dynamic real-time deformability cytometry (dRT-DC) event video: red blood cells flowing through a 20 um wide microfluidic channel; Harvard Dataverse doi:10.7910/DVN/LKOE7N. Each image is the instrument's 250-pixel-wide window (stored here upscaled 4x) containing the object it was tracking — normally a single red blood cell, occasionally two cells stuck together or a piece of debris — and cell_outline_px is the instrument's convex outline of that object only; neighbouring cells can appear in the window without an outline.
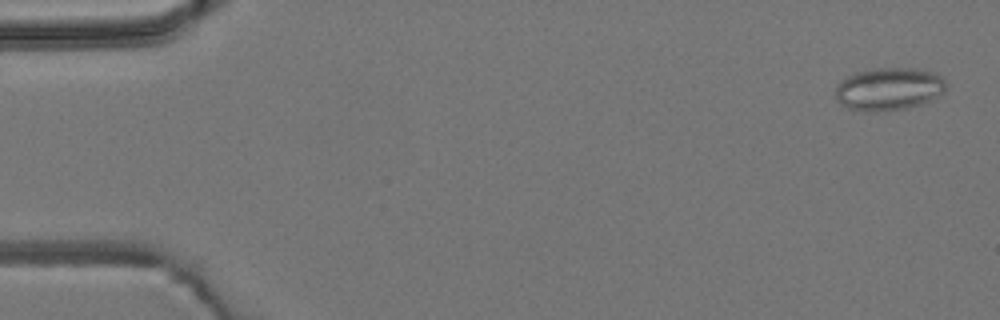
{"species": "common noctule bat (a hibernating species)", "species_latin": "Nyctalus noctula", "temperature_condition": "room temperature", "stored_images_in_passage": 5, "camera_frame_rate_fps": 3000, "um_per_image_px": 0.085, "animal": {"sex": "male", "body_mass_g": 19.2, "forearm_length_mm": 51.8}, "frame": {"image": 1, "passage_image": 1, "time_ms": 0.0, "image_size_px": [1000, 320], "cell_outline_px": [[944, 92], [932, 100], [908, 108], [876, 112], [848, 108], [840, 104], [836, 96], [836, 88], [840, 80], [856, 72], [876, 68], [912, 68], [932, 72], [940, 76], [944, 80]], "centroid_in_image_um": [75.54, 7.56], "position_along_channel_um": 9.5, "area_um2": 27.4}}